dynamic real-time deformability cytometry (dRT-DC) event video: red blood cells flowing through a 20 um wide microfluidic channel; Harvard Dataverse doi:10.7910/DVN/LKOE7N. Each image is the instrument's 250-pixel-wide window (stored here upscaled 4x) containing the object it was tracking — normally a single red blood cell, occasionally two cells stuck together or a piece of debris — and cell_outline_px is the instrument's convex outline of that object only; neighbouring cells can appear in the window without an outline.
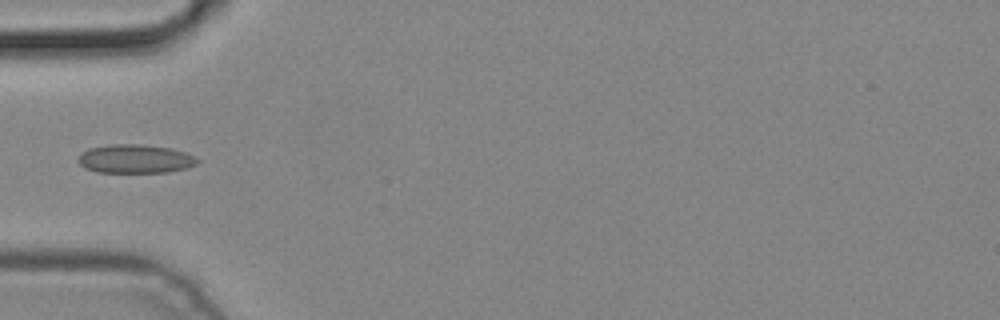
{"species": "common noctule bat (a hibernating species)", "species_latin": "Nyctalus noctula", "temperature_condition": "cold", "stored_images_in_passage": 3, "camera_frame_rate_fps": 3000, "um_per_image_px": 0.085, "animal": {"sex": "male", "body_mass_g": 19.2, "forearm_length_mm": 51.8}, "frame": {"image": 1, "passage_image": 3, "time_ms": 0.667, "image_size_px": [1000, 320], "cell_outline_px": [[200, 160], [196, 164], [184, 168], [168, 172], [96, 172], [84, 168], [76, 160], [88, 148], [112, 144], [140, 144], [172, 148], [184, 152]], "centroid_in_image_um": [11.46, 13.5], "position_along_channel_um": 73.5, "area_um2": 19.83}}